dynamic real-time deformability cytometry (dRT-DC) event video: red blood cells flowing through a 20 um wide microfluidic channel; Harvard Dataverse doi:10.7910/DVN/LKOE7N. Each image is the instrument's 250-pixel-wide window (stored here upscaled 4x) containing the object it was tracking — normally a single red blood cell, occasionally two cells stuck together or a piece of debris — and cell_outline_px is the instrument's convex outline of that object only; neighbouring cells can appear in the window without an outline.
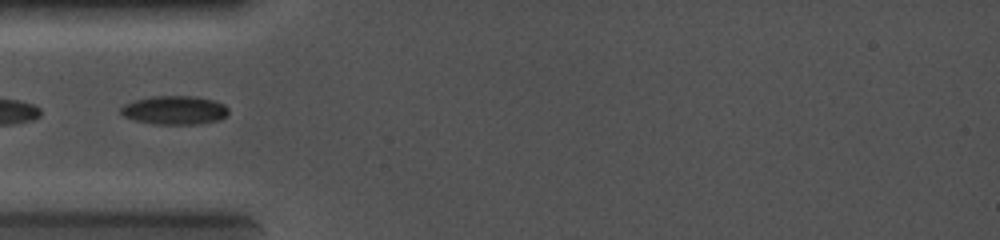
{"species": "common noctule bat (a hibernating species)", "species_latin": "Nyctalus noctula", "temperature_condition": "cold", "stored_images_in_passage": 14, "camera_frame_rate_fps": 5000, "um_per_image_px": 0.085, "animal": {"sex": "female", "body_mass_g": 19.0, "forearm_length_mm": 56.7}, "frame": {"image": 1, "passage_image": 1, "time_ms": 0.0, "image_size_px": [1000, 240], "cell_outline_px": [[228, 116], [220, 120], [196, 124], [156, 124], [136, 120], [124, 116], [120, 112], [120, 108], [124, 104], [136, 100], [152, 96], [196, 96], [212, 100], [224, 104], [228, 108]], "centroid_in_image_um": [14.87, 9.36], "position_along_channel_um": 70.1, "area_um2": 17.98}}
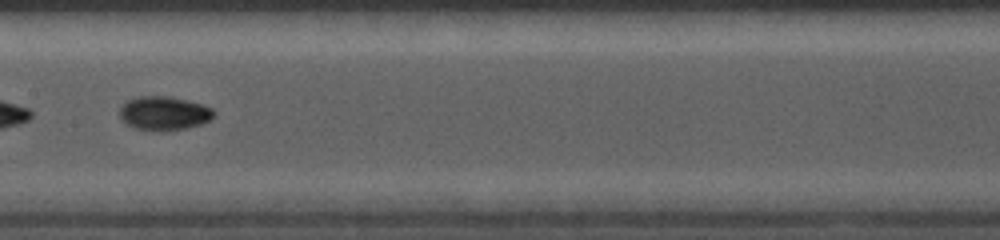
{"frame": {"image": 2, "passage_image": 5, "time_ms": 2.6, "image_size_px": [1000, 240], "cell_outline_px": [[216, 112], [208, 120], [200, 124], [184, 128], [164, 132], [160, 132], [132, 128], [120, 116], [120, 108], [128, 100], [140, 96], [172, 96], [204, 104], [212, 108]], "centroid_in_image_um": [13.95, 9.63], "position_along_channel_um": 193.4, "area_um2": 18.67}}